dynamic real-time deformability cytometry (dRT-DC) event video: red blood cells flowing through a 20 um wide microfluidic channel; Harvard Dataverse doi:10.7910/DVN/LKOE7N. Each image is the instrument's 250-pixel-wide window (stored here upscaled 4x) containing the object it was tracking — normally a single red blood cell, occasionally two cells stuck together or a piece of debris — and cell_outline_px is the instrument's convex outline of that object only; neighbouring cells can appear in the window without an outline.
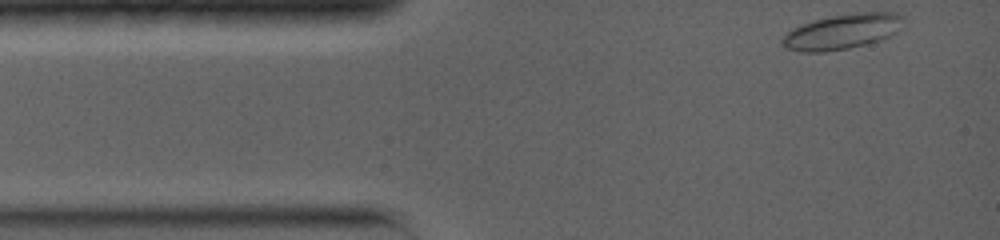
{"species": "common noctule bat (a hibernating species)", "species_latin": "Nyctalus noctula", "temperature_condition": "warm", "stored_images_in_passage": 29, "camera_frame_rate_fps": 5000, "um_per_image_px": 0.085, "animal": {"sex": "female", "body_mass_g": 19.0, "forearm_length_mm": 56.7}, "frame": {"image": 1, "passage_image": 1, "time_ms": 0.0, "image_size_px": [1000, 240], "cell_outline_px": [[904, 20], [896, 32], [880, 40], [848, 48], [824, 52], [800, 52], [788, 48], [780, 44], [780, 40], [792, 28], [800, 24], [812, 20], [832, 16], [856, 12], [896, 12], [904, 16]], "centroid_in_image_um": [71.57, 2.67], "position_along_channel_um": 13.4, "area_um2": 24.85}}
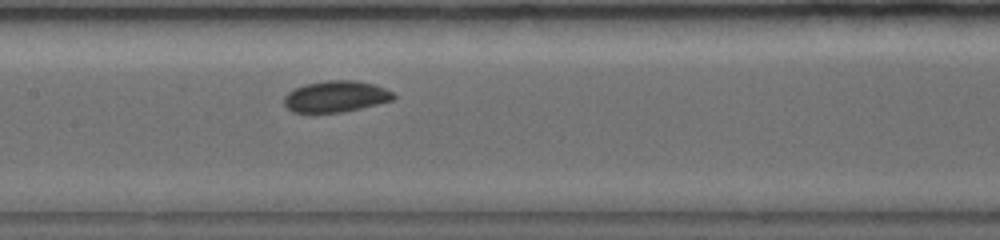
{"frame": {"image": 2, "passage_image": 13, "time_ms": 5.6, "image_size_px": [1000, 240], "cell_outline_px": [[396, 96], [392, 100], [360, 108], [340, 112], [292, 112], [284, 104], [284, 96], [288, 92], [304, 84], [328, 80], [356, 80], [376, 84], [392, 92]], "centroid_in_image_um": [28.54, 8.18], "position_along_channel_um": 178.9, "area_um2": 19.83}}
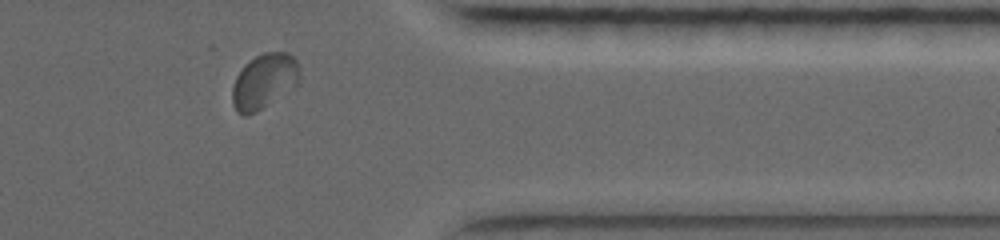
{"frame": {"image": 3, "passage_image": 26, "time_ms": 11.2, "image_size_px": [1000, 240], "cell_outline_px": [[300, 80], [292, 88], [256, 112], [248, 116], [244, 116], [232, 104], [232, 88], [236, 76], [244, 64], [256, 56], [264, 52], [288, 52], [296, 60], [300, 76]], "centroid_in_image_um": [22.44, 6.89], "position_along_channel_um": 389.0, "area_um2": 21.39}, "authors_computed_cell_mechanics": {"area_um2": 20.519, "velocity_mm_per_s": 3.9158, "shape_relaxation_time_tau1_ms": 3.3572, "shape_relaxation_time_tau2_ms": null, "deformation_change_tau1": 0.066, "deformation_change_tau2": null}}